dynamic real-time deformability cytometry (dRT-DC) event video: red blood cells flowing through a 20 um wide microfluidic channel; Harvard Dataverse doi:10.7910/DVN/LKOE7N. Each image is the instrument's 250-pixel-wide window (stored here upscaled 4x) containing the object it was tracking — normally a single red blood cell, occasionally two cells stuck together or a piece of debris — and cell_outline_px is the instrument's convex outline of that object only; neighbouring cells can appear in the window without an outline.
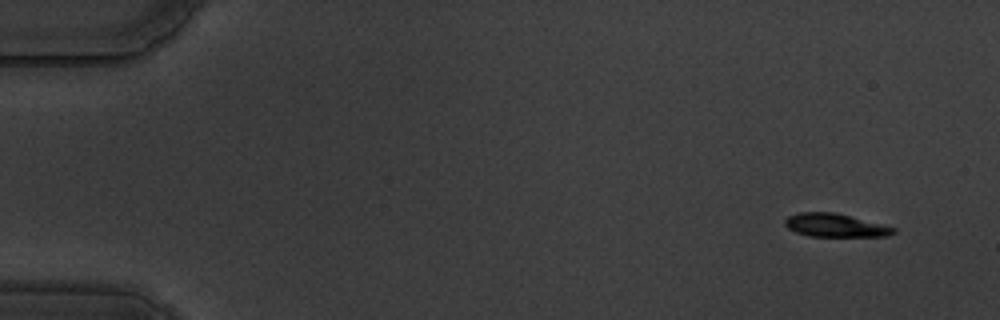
{"species": "common noctule bat (a hibernating species)", "species_latin": "Nyctalus noctula", "temperature_condition": "warm", "stored_images_in_passage": 55, "camera_frame_rate_fps": 3000, "um_per_image_px": 0.085, "animal": {"sex": "male", "body_mass_g": 19.5, "forearm_length_mm": 54.6}, "frame": {"image": 1, "passage_image": 1, "time_ms": 0.0, "image_size_px": [1000, 320], "cell_outline_px": [[896, 232], [888, 236], [808, 236], [796, 232], [788, 228], [784, 224], [784, 220], [788, 216], [800, 212], [832, 212], [896, 228]], "centroid_in_image_um": [70.95, 19.16], "position_along_channel_um": 14.1, "area_um2": 14.45}}
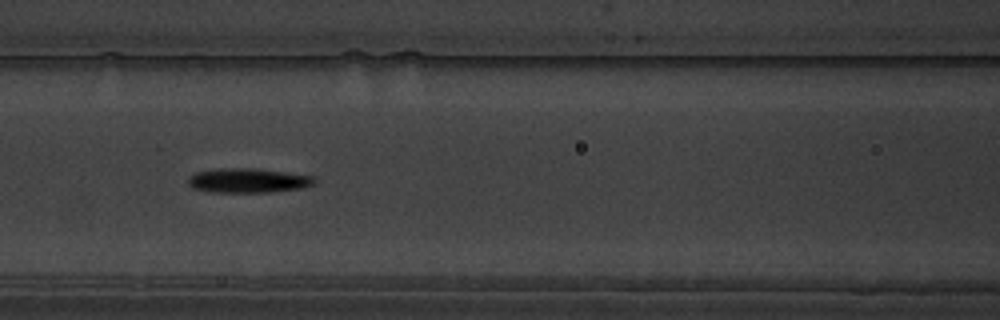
{"frame": {"image": 2, "passage_image": 23, "time_ms": 7.333, "image_size_px": [1000, 320], "cell_outline_px": [[316, 184], [300, 188], [268, 192], [208, 192], [192, 188], [188, 184], [188, 176], [196, 172], [216, 168], [256, 168], [312, 176], [316, 180]], "centroid_in_image_um": [21.03, 15.34], "position_along_channel_um": 145.6, "area_um2": 18.09}}
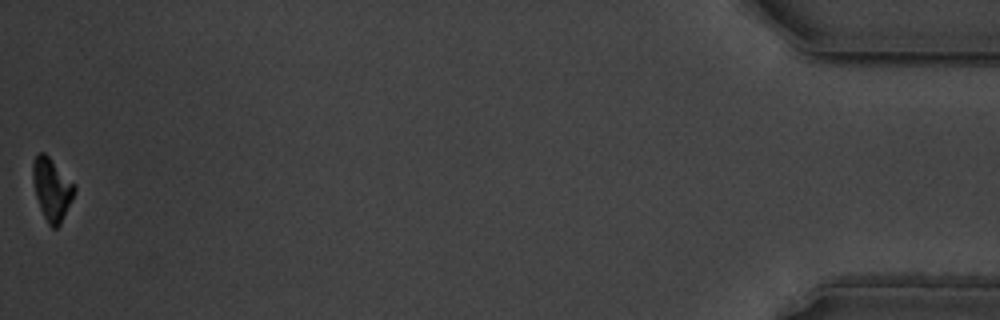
{"frame": {"image": 3, "passage_image": 55, "time_ms": 18.0, "image_size_px": [1000, 320], "cell_outline_px": [[76, 192], [60, 224], [56, 228], [52, 228], [48, 224], [40, 208], [36, 196], [32, 180], [32, 160], [40, 152], [44, 152], [76, 184]], "centroid_in_image_um": [4.41, 16.06], "position_along_channel_um": 430.8, "area_um2": 15.2}, "authors_computed_cell_mechanics": {"area_um2": 16.762, "velocity_mm_per_s": 3.5277, "shape_relaxation_time_tau1_ms": 3.9926, "shape_relaxation_time_tau2_ms": null, "deformation_change_tau1": 0.1745, "deformation_change_tau2": null}}